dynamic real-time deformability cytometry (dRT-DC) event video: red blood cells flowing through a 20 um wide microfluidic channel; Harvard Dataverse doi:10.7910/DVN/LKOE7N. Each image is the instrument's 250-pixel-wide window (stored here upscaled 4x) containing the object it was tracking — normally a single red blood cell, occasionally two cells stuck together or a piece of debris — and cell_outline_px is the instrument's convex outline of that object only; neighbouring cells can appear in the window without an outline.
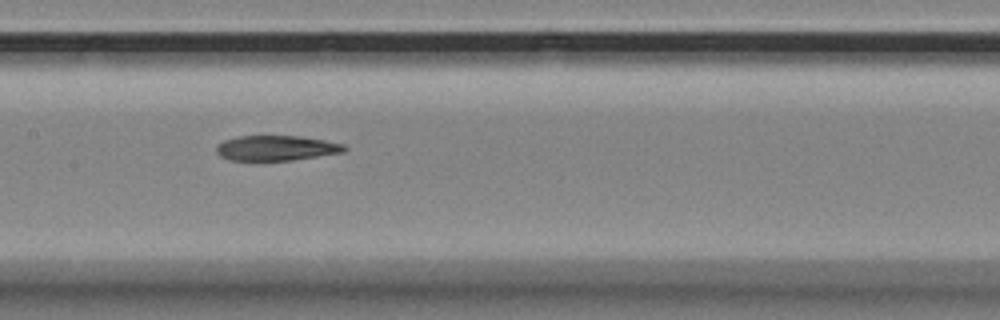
{"species": "Egyptian fruit bat (a non-hibernating species)", "species_latin": "Rousettus aegyptiacus", "temperature_condition": "room temperature", "stored_images_in_passage": 9, "camera_frame_rate_fps": 3000, "um_per_image_px": 0.085, "animal": {"sex": "female"}, "frame": {"image": 1, "passage_image": 6, "time_ms": 1.667, "image_size_px": [1000, 320], "cell_outline_px": [[348, 148], [344, 152], [292, 160], [228, 160], [220, 156], [216, 152], [216, 144], [224, 140], [236, 136], [300, 136], [324, 140], [344, 144]], "centroid_in_image_um": [23.46, 12.58], "position_along_channel_um": 183.9, "area_um2": 18.79}}
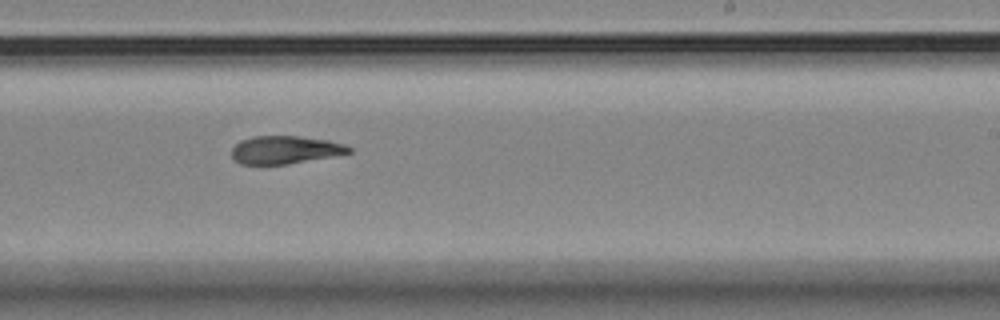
{"frame": {"image": 2, "passage_image": 8, "time_ms": 2.333, "image_size_px": [1000, 320], "cell_outline_px": [[352, 152], [284, 164], [240, 164], [232, 156], [232, 148], [240, 140], [252, 136], [296, 136], [328, 140], [344, 144], [352, 148]], "centroid_in_image_um": [24.2, 12.72], "position_along_channel_um": 264.8, "area_um2": 18.73}}
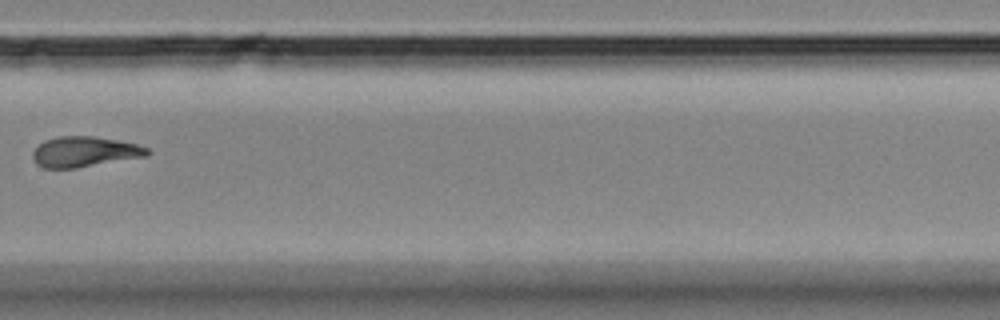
{"frame": {"image": 3, "passage_image": 9, "time_ms": 2.667, "image_size_px": [1000, 320], "cell_outline_px": [[152, 152], [148, 156], [76, 168], [44, 168], [36, 164], [32, 160], [32, 152], [44, 140], [60, 136], [92, 136], [116, 140], [136, 144], [148, 148]], "centroid_in_image_um": [7.18, 12.91], "position_along_channel_um": 322.6, "area_um2": 20.35}}